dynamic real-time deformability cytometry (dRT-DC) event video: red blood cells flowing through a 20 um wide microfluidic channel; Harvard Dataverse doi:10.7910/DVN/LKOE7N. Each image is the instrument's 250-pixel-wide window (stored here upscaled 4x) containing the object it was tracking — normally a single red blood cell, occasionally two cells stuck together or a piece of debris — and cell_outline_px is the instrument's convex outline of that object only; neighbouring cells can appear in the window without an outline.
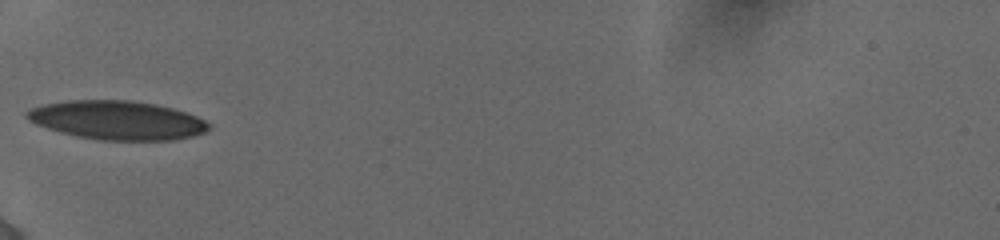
{"species": "human", "species_latin": "Homo sapiens", "temperature_condition": "cold", "stored_images_in_passage": 5, "camera_frame_rate_fps": 3000, "um_per_image_px": 0.085, "donor": {"sex": "female"}, "frame": {"image": 1, "passage_image": 1, "time_ms": 0.0, "image_size_px": [1000, 240], "cell_outline_px": [[212, 128], [196, 136], [172, 140], [100, 140], [76, 136], [60, 132], [36, 124], [28, 120], [24, 116], [24, 112], [32, 108], [44, 104], [68, 100], [128, 100], [156, 104], [172, 108], [196, 116], [212, 124]], "centroid_in_image_um": [9.97, 10.22], "position_along_channel_um": 75.0, "area_um2": 41.33}}
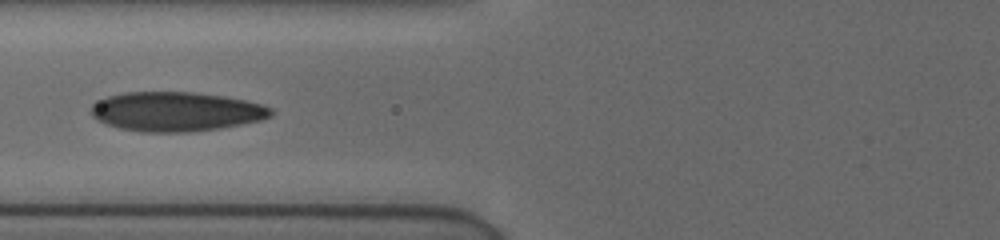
{"frame": {"image": 2, "passage_image": 3, "time_ms": 1.0, "image_size_px": [1000, 240], "cell_outline_px": [[272, 116], [260, 120], [220, 128], [192, 132], [140, 132], [120, 128], [96, 120], [92, 116], [88, 108], [92, 104], [108, 96], [124, 92], [196, 92], [224, 96], [244, 100], [260, 104], [272, 108]], "centroid_in_image_um": [14.93, 9.48], "position_along_channel_um": 110.9, "area_um2": 41.38}}